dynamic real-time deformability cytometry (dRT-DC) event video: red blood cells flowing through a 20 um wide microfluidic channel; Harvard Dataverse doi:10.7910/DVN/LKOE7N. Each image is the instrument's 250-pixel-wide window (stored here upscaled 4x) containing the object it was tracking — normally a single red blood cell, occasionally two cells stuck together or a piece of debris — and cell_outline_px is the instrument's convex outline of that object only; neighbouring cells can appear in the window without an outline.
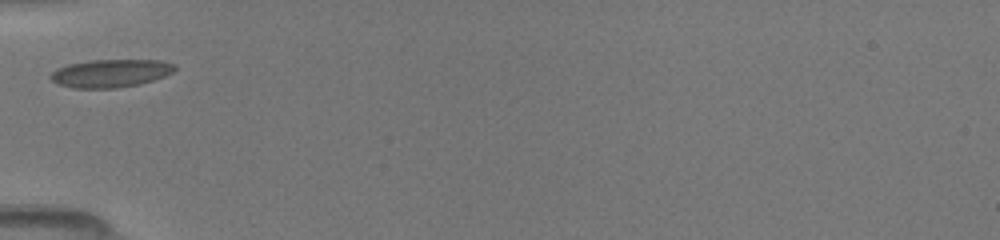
{"species": "common noctule bat (a hibernating species)", "species_latin": "Nyctalus noctula", "temperature_condition": "room temperature", "stored_images_in_passage": 1, "camera_frame_rate_fps": 3000, "um_per_image_px": 0.085, "animal": {"sex": "female", "body_mass_g": 19.5, "forearm_length_mm": 54.1}, "frame": {"image": 1, "passage_image": 1, "time_ms": 0.0, "image_size_px": [1000, 240], "cell_outline_px": [[176, 68], [172, 72], [164, 76], [140, 84], [116, 88], [72, 88], [56, 84], [48, 76], [56, 68], [68, 64], [92, 60], [164, 60], [176, 64]], "centroid_in_image_um": [9.38, 6.22], "position_along_channel_um": 75.6, "area_um2": 20.4}}